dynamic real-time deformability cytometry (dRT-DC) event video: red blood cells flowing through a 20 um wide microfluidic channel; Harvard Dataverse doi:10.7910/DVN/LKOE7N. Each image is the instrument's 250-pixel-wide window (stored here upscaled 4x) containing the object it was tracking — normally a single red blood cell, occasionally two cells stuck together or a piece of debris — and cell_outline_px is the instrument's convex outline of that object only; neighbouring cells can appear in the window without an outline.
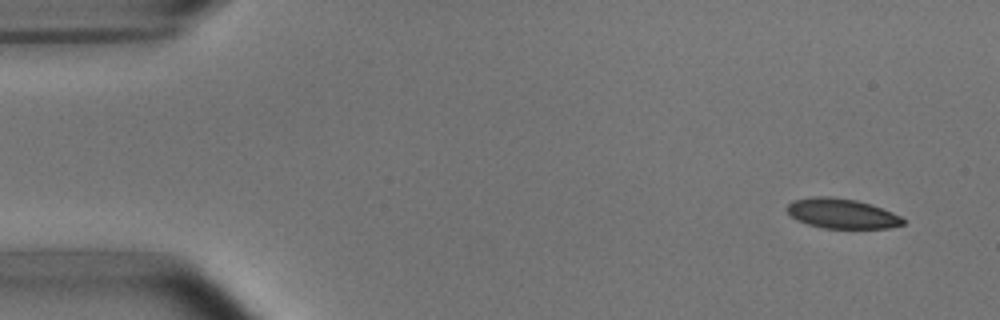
{"species": "common noctule bat (a hibernating species)", "species_latin": "Nyctalus noctula", "temperature_condition": "room temperature", "stored_images_in_passage": 5, "camera_frame_rate_fps": 3000, "um_per_image_px": 0.085, "animal": {"sex": "male", "body_mass_g": 15.6}, "frame": {"image": 1, "passage_image": 1, "time_ms": 0.0, "image_size_px": [1000, 320], "cell_outline_px": [[904, 224], [888, 228], [824, 228], [808, 224], [796, 220], [788, 212], [788, 204], [792, 200], [812, 196], [828, 196], [856, 200], [872, 204], [892, 212], [900, 216], [904, 220]], "centroid_in_image_um": [71.55, 18.14], "position_along_channel_um": 13.5, "area_um2": 20.17}}
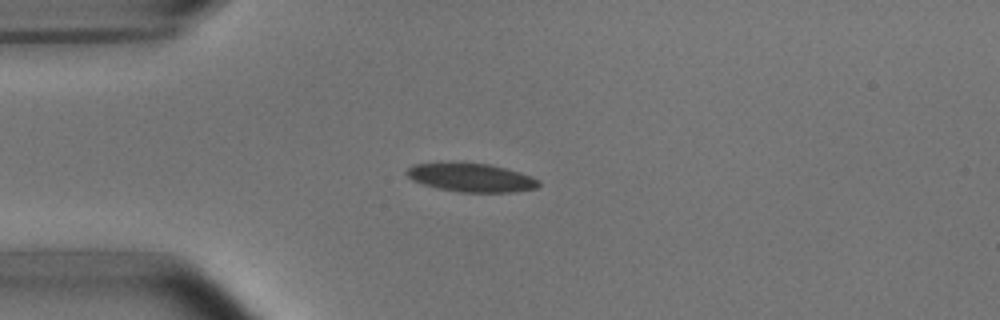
{"frame": {"image": 2, "passage_image": 4, "time_ms": 3.333, "image_size_px": [1000, 320], "cell_outline_px": [[540, 184], [536, 188], [512, 192], [460, 192], [440, 188], [424, 184], [412, 180], [404, 172], [412, 164], [452, 160], [488, 164], [520, 172], [532, 176], [540, 180]], "centroid_in_image_um": [40.0, 15.05], "position_along_channel_um": 45.0, "area_um2": 22.48}}
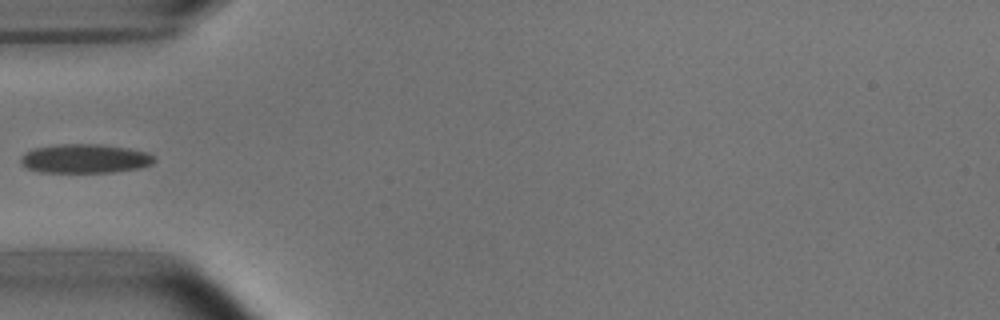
{"frame": {"image": 3, "passage_image": 5, "time_ms": 4.667, "image_size_px": [1000, 320], "cell_outline_px": [[156, 160], [152, 164], [140, 168], [112, 172], [40, 172], [24, 168], [20, 164], [20, 156], [24, 152], [32, 148], [56, 144], [100, 144], [128, 148], [148, 152], [156, 156]], "centroid_in_image_um": [7.19, 13.48], "position_along_channel_um": 77.8, "area_um2": 23.06}}